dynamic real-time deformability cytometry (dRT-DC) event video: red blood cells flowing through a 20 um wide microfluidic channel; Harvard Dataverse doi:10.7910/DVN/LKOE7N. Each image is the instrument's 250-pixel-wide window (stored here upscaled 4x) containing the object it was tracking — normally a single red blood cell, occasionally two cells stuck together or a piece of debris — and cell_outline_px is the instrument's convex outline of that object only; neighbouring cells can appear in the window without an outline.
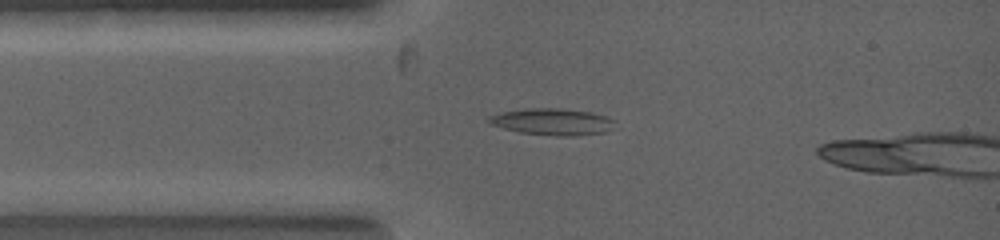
{"species": "common noctule bat (a hibernating species)", "species_latin": "Nyctalus noctula", "temperature_condition": "warm", "stored_images_in_passage": 9, "camera_frame_rate_fps": 5000, "um_per_image_px": 0.085, "animal": {"sex": "female", "body_mass_g": 19.0, "forearm_length_mm": 53.3}, "frame": {"image": 1, "passage_image": 4, "time_ms": 0.8, "image_size_px": [1000, 240], "cell_outline_px": [[616, 120], [604, 132], [576, 136], [556, 136], [520, 132], [504, 128], [492, 124], [488, 120], [488, 116], [500, 112], [528, 108], [560, 108], [592, 112]], "centroid_in_image_um": [46.93, 10.34], "position_along_channel_um": 38.1, "area_um2": 19.36}}